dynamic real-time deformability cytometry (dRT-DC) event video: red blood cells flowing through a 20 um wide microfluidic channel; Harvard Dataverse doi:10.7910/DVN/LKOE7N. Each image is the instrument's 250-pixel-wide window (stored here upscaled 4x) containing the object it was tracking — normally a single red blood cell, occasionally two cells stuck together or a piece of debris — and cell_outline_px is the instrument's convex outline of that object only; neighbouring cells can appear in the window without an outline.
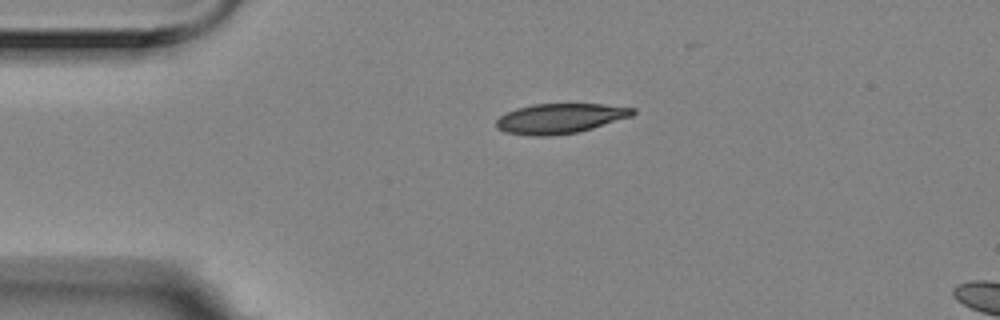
{"species": "Egyptian fruit bat (a non-hibernating species)", "species_latin": "Rousettus aegyptiacus", "temperature_condition": "room temperature", "stored_images_in_passage": 2, "camera_frame_rate_fps": 3000, "um_per_image_px": 0.085, "animal": {"sex": "female"}, "frame": {"image": 1, "passage_image": 1, "time_ms": 0.0, "image_size_px": [1000, 320], "cell_outline_px": [[636, 112], [632, 116], [592, 128], [576, 132], [548, 136], [532, 136], [504, 132], [496, 128], [496, 120], [500, 116], [516, 108], [532, 104], [604, 104], [636, 108]], "centroid_in_image_um": [47.59, 10.06], "position_along_channel_um": 37.4, "area_um2": 23.81}}